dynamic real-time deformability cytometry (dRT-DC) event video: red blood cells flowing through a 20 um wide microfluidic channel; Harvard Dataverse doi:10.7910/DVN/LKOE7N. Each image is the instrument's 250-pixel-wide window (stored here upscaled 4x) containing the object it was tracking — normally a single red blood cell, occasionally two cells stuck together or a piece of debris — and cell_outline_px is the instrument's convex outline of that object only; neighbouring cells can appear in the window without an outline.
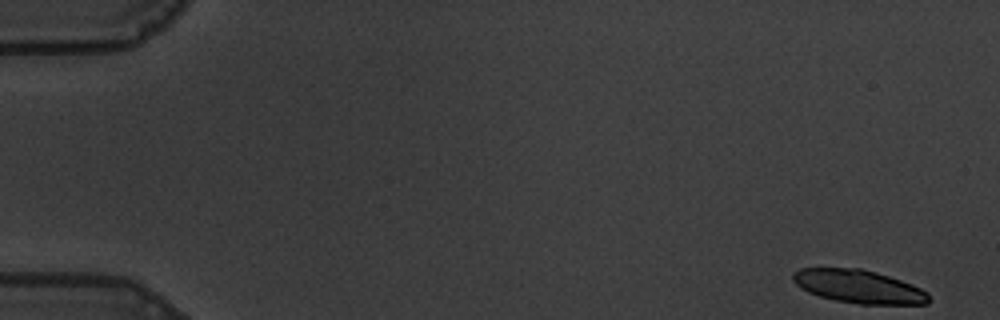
{"species": "common noctule bat (a hibernating species)", "species_latin": "Nyctalus noctula", "temperature_condition": "warm", "stored_images_in_passage": 57, "segment_of_instrument_passage": [1, 2], "camera_frame_rate_fps": 3000, "um_per_image_px": 0.085, "animal": {"sex": "male", "body_mass_g": 19.5, "forearm_length_mm": 54.6}, "frame": {"image": 1, "passage_image": 1, "time_ms": 0.0, "image_size_px": [1000, 320], "cell_outline_px": [[928, 304], [860, 304], [836, 300], [820, 296], [808, 292], [800, 288], [792, 280], [792, 272], [800, 268], [860, 268], [876, 272], [912, 284], [928, 292]], "centroid_in_image_um": [72.96, 24.35], "position_along_channel_um": 12.0, "area_um2": 26.24}}